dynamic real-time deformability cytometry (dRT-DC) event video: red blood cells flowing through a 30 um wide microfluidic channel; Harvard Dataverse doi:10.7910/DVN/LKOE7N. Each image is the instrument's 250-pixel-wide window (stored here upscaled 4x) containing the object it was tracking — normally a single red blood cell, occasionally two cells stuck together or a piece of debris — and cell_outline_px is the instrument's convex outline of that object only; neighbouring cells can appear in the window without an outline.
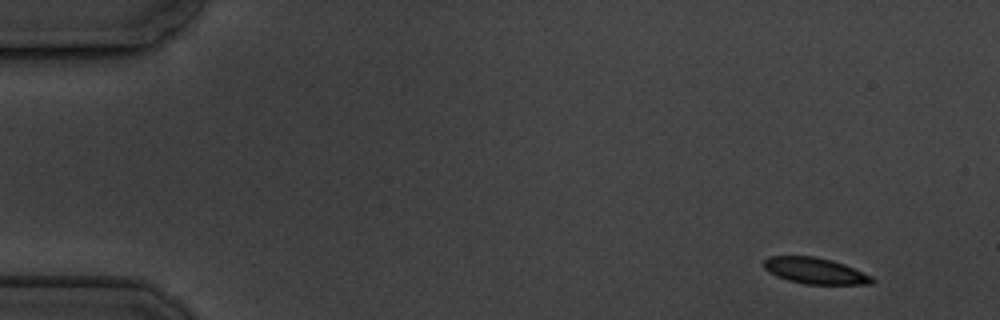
{"species": "common noctule bat (a hibernating species)", "species_latin": "Nyctalus noctula", "temperature_condition": "cold", "stored_images_in_passage": 7, "camera_frame_rate_fps": 3000, "um_per_image_px": 0.085, "animal": {"sex": "male", "body_mass_g": 19.5, "forearm_length_mm": 54.6}, "frame": {"image": 1, "passage_image": 2, "time_ms": 1.0, "image_size_px": [1000, 320], "cell_outline_px": [[876, 280], [872, 284], [804, 284], [788, 280], [776, 276], [768, 272], [764, 268], [764, 260], [768, 256], [816, 256], [832, 260], [844, 264], [872, 276]], "centroid_in_image_um": [69.28, 23.01], "position_along_channel_um": 15.7, "area_um2": 16.59}}
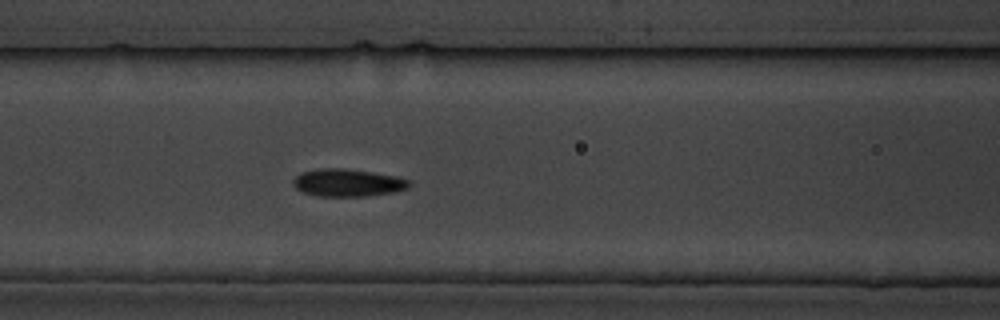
{"frame": {"image": 2, "passage_image": 7, "time_ms": 7.667, "image_size_px": [1000, 320], "cell_outline_px": [[412, 184], [408, 188], [396, 192], [368, 196], [316, 196], [304, 192], [296, 188], [292, 184], [292, 180], [300, 172], [320, 168], [344, 168], [372, 172], [396, 176], [408, 180]], "centroid_in_image_um": [29.55, 15.53], "position_along_channel_um": 137.0, "area_um2": 18.79}}